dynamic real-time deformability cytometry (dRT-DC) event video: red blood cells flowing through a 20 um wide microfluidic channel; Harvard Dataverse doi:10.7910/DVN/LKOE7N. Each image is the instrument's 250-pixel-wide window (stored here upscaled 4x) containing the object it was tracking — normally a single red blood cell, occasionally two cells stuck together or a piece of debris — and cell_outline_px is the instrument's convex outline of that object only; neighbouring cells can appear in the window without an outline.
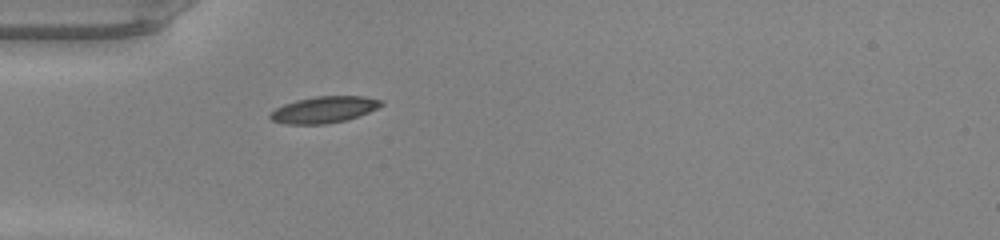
{"species": "common noctule bat (a hibernating species)", "species_latin": "Nyctalus noctula", "temperature_condition": "warm", "stored_images_in_passage": 35, "camera_frame_rate_fps": 3000, "um_per_image_px": 0.085, "animal": {"sex": "male", "body_mass_g": 20.0, "forearm_length_mm": 53.3}, "frame": {"image": 1, "passage_image": 1, "time_ms": 0.0, "image_size_px": [1000, 240], "cell_outline_px": [[384, 104], [368, 112], [344, 120], [328, 124], [284, 124], [272, 120], [268, 116], [276, 108], [284, 104], [296, 100], [316, 96], [364, 96], [384, 100]], "centroid_in_image_um": [27.54, 9.31], "position_along_channel_um": 57.5, "area_um2": 17.05}}
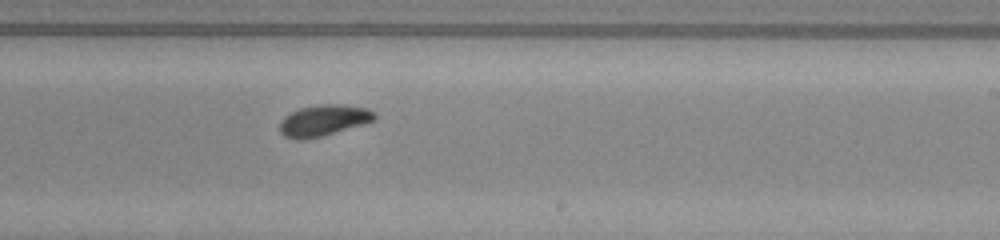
{"frame": {"image": 2, "passage_image": 16, "time_ms": 5.0, "image_size_px": [1000, 240], "cell_outline_px": [[376, 120], [320, 136], [304, 140], [296, 140], [284, 136], [280, 132], [280, 120], [284, 116], [300, 108], [320, 104], [340, 104], [368, 108], [376, 112]], "centroid_in_image_um": [27.49, 10.22], "position_along_channel_um": 261.5, "area_um2": 17.17}}
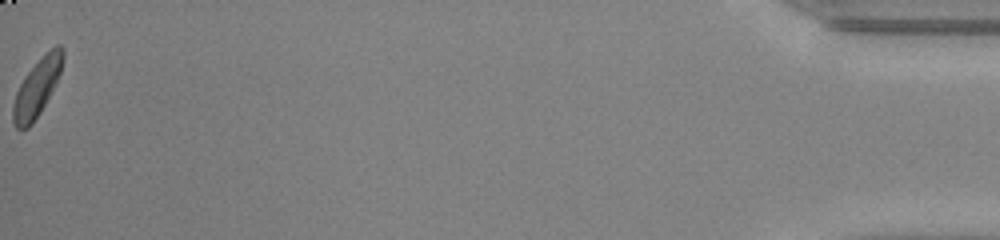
{"frame": {"image": 3, "passage_image": 35, "time_ms": 11.333, "image_size_px": [1000, 240], "cell_outline_px": [[64, 56], [60, 72], [40, 112], [32, 124], [28, 128], [20, 132], [16, 128], [12, 120], [12, 108], [16, 92], [24, 76], [56, 44], [60, 44], [64, 48]], "centroid_in_image_um": [3.11, 7.5], "position_along_channel_um": 432.1, "area_um2": 16.24}, "authors_computed_cell_mechanics": {"area_um2": 16.6464, "velocity_mm_per_s": 4.2151, "shape_relaxation_time_tau1_ms": 3.7386, "shape_relaxation_time_tau2_ms": 3.8007, "deformation_change_tau1": 0.1589, "deformation_change_tau2": 0.0844}}